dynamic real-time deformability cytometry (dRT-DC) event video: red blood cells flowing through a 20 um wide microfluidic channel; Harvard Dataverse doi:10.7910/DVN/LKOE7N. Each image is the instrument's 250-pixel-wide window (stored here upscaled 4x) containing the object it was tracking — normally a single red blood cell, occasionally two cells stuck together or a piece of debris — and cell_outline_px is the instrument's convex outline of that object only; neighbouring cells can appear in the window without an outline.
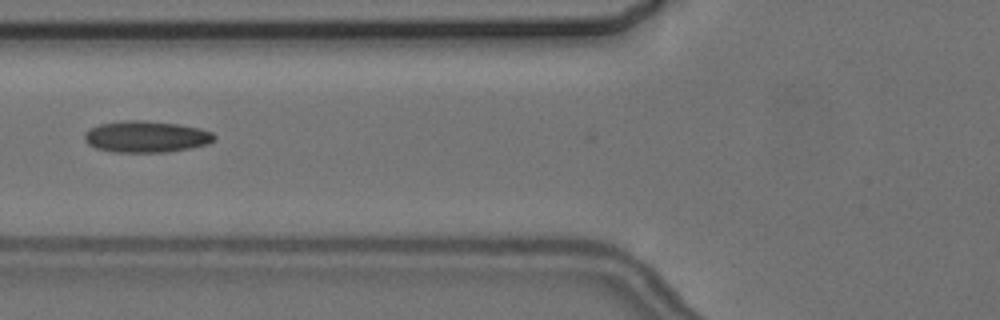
{"species": "common noctule bat (a hibernating species)", "species_latin": "Nyctalus noctula", "temperature_condition": "cold", "stored_images_in_passage": 7, "camera_frame_rate_fps": 3000, "um_per_image_px": 0.085, "animal": {"sex": "female", "body_mass_g": 24.6, "forearm_length_mm": 56.2}, "frame": {"image": 1, "passage_image": 7, "time_ms": 7.0, "image_size_px": [1000, 320], "cell_outline_px": [[216, 140], [208, 144], [192, 148], [168, 152], [112, 152], [96, 148], [88, 144], [84, 140], [84, 132], [100, 124], [128, 120], [144, 120], [180, 124], [200, 128], [212, 132], [216, 136]], "centroid_in_image_um": [12.46, 11.62], "position_along_channel_um": 113.3, "area_um2": 24.04}}